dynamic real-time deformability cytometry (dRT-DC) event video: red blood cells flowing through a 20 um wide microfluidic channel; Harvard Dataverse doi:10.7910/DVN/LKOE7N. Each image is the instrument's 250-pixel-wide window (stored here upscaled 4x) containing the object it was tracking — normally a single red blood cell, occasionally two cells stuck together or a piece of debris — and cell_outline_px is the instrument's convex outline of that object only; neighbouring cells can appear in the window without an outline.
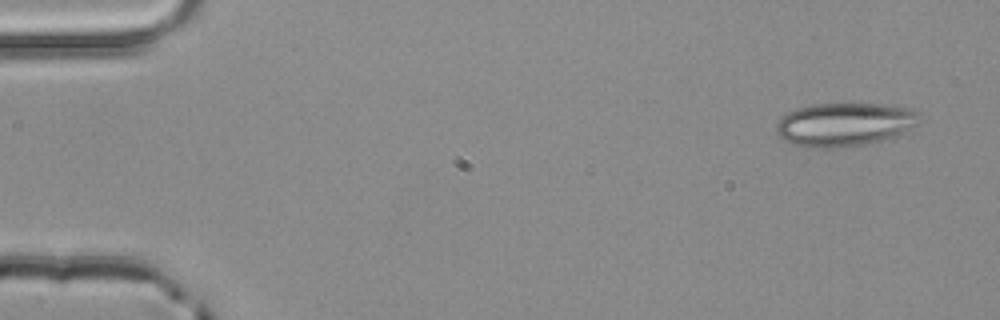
{"species": "common noctule bat (a hibernating species)", "species_latin": "Nyctalus noctula", "temperature_condition": "room temperature", "stored_images_in_passage": 3, "camera_frame_rate_fps": 3000, "um_per_image_px": 0.085, "animal": {"sex": "male", "body_mass_g": 20.4}, "frame": {"image": 1, "passage_image": 1, "time_ms": 0.0, "image_size_px": [1000, 320], "cell_outline_px": [[916, 124], [896, 136], [880, 140], [840, 148], [804, 148], [792, 144], [780, 136], [776, 132], [776, 124], [780, 116], [796, 108], [812, 104], [880, 104], [912, 108], [916, 112]], "centroid_in_image_um": [71.69, 10.58], "position_along_channel_um": 13.3, "area_um2": 36.07}}